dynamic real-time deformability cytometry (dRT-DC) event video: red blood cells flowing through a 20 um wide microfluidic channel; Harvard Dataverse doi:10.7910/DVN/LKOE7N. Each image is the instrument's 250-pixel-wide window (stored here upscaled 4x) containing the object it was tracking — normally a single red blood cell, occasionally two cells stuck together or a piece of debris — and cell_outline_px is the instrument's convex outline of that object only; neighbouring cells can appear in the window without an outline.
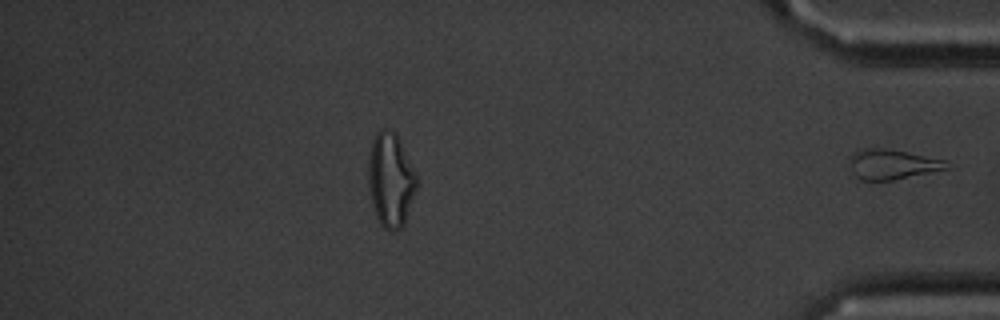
{"species": "common noctule bat (a hibernating species)", "species_latin": "Nyctalus noctula", "temperature_condition": "cold", "stored_images_in_passage": 49, "segment_of_instrument_passage": [2, 2], "camera_frame_rate_fps": 3000, "um_per_image_px": 0.085, "animal": {"sex": "male", "body_mass_g": 20.1, "forearm_length_mm": 53.5}, "frame": {"image": 1, "passage_image": 49, "time_ms": 16.0, "image_size_px": [1000, 320], "cell_outline_px": [[956, 168], [892, 180], [860, 180], [856, 176], [848, 164], [848, 156], [852, 152], [860, 148], [884, 148], [948, 160]], "centroid_in_image_um": [75.9, 13.96], "position_along_channel_um": 359.3, "area_um2": 17.57}}